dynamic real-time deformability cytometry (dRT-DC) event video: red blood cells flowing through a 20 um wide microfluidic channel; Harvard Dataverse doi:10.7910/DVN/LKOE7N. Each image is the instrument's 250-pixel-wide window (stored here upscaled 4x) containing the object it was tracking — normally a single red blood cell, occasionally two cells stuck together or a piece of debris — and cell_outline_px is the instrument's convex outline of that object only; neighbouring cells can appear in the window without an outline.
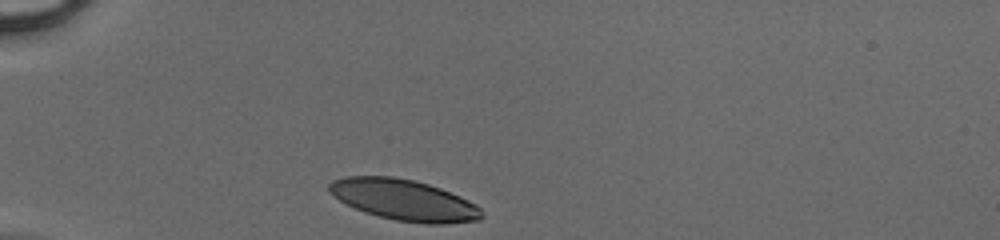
{"species": "human", "species_latin": "Homo sapiens", "temperature_condition": "cold", "stored_images_in_passage": 28, "camera_frame_rate_fps": 3000, "um_per_image_px": 0.085, "donor": {"sex": "male"}, "frame": {"image": 1, "passage_image": 1, "time_ms": 0.0, "image_size_px": [1000, 240], "cell_outline_px": [[484, 216], [480, 220], [444, 224], [428, 224], [396, 220], [364, 212], [340, 200], [328, 192], [328, 184], [332, 180], [344, 176], [392, 176], [416, 180], [440, 188], [460, 196], [476, 204], [484, 212]], "centroid_in_image_um": [34.35, 16.99], "position_along_channel_um": 50.6, "area_um2": 36.53}}
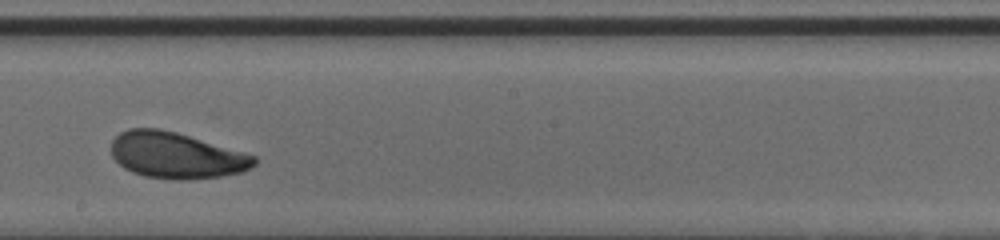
{"frame": {"image": 2, "passage_image": 16, "time_ms": 5.0, "image_size_px": [1000, 240], "cell_outline_px": [[256, 164], [240, 172], [220, 176], [188, 180], [172, 180], [144, 176], [132, 172], [124, 168], [112, 156], [112, 140], [120, 132], [128, 128], [160, 128], [176, 132], [244, 152], [256, 156]], "centroid_in_image_um": [14.95, 13.2], "position_along_channel_um": 233.2, "area_um2": 38.38}}
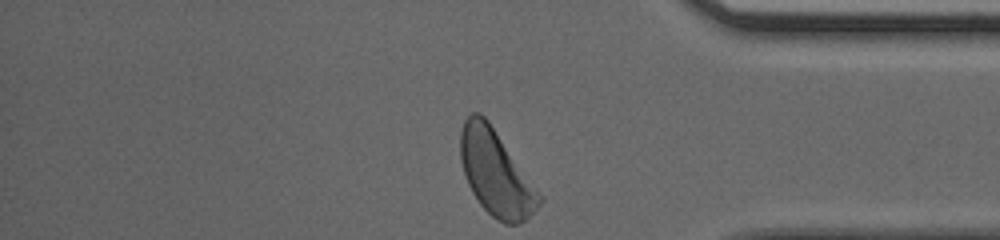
{"frame": {"image": 3, "passage_image": 28, "time_ms": 9.0, "image_size_px": [1000, 240], "cell_outline_px": [[544, 200], [520, 224], [504, 224], [496, 220], [480, 204], [472, 192], [468, 184], [460, 160], [460, 132], [464, 120], [472, 112], [480, 112], [488, 120], [544, 196]], "centroid_in_image_um": [42.16, 14.7], "position_along_channel_um": 393.0, "area_um2": 39.36}}